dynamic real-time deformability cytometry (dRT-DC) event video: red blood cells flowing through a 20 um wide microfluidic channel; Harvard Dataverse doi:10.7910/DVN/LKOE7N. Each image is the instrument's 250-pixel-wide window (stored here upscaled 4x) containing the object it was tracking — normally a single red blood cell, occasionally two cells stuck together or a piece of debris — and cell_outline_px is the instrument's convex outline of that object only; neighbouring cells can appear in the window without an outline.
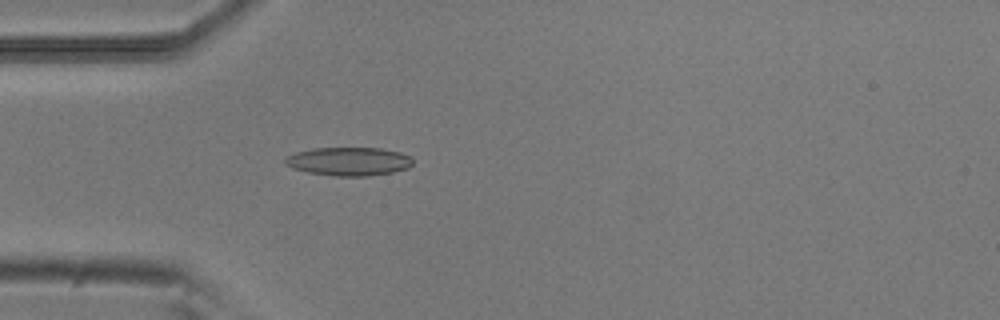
{"species": "common noctule bat (a hibernating species)", "species_latin": "Nyctalus noctula", "temperature_condition": "room temperature", "stored_images_in_passage": 53, "camera_frame_rate_fps": 3000, "um_per_image_px": 0.085, "animal": {"sex": "male", "body_mass_g": 20.5, "forearm_length_mm": 52.5}, "frame": {"image": 1, "passage_image": 15, "time_ms": 4.667, "image_size_px": [1000, 320], "cell_outline_px": [[412, 164], [408, 168], [392, 172], [368, 176], [336, 176], [308, 172], [292, 168], [284, 164], [284, 160], [288, 156], [296, 152], [312, 148], [380, 148], [400, 152], [408, 156], [412, 160]], "centroid_in_image_um": [29.63, 13.72], "position_along_channel_um": 55.4, "area_um2": 21.1}}
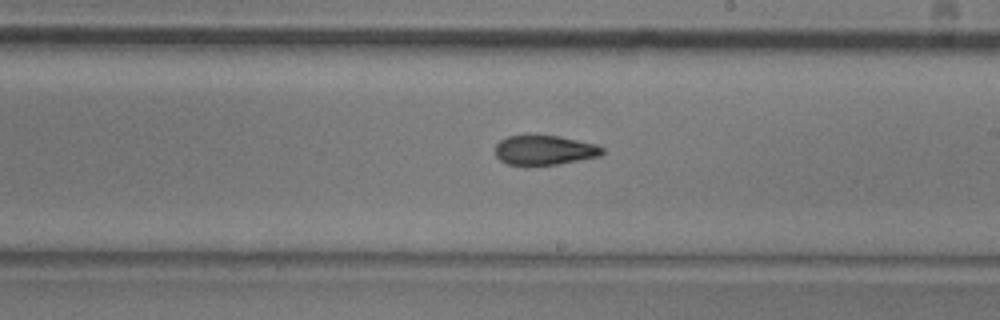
{"frame": {"image": 2, "passage_image": 30, "time_ms": 9.667, "image_size_px": [1000, 320], "cell_outline_px": [[604, 152], [600, 156], [556, 164], [508, 164], [500, 160], [496, 156], [496, 144], [500, 140], [508, 136], [560, 136], [596, 144], [604, 148]], "centroid_in_image_um": [46.3, 12.75], "position_along_channel_um": 242.7, "area_um2": 18.09}}
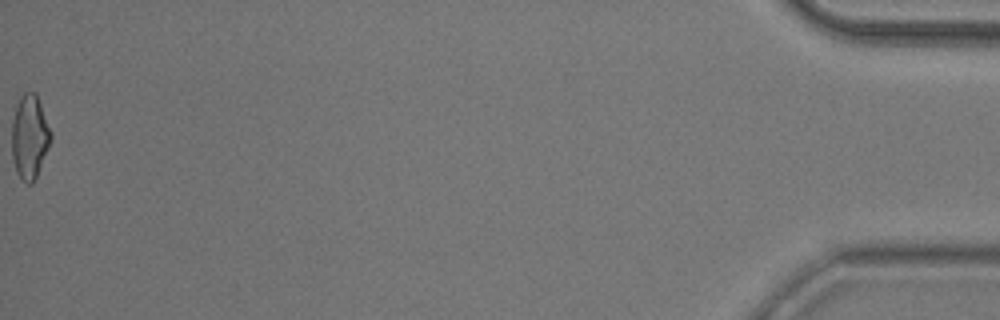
{"frame": {"image": 3, "passage_image": 53, "time_ms": 17.333, "image_size_px": [1000, 320], "cell_outline_px": [[52, 140], [36, 176], [32, 184], [28, 184], [16, 172], [12, 160], [12, 120], [20, 96], [24, 92], [36, 92], [52, 132]], "centroid_in_image_um": [2.53, 11.61], "position_along_channel_um": 432.7, "area_um2": 19.13}, "authors_computed_cell_mechanics": {"area_um2": 19.1318, "velocity_mm_per_s": 3.8285, "shape_relaxation_time_tau1_ms": 9.436, "shape_relaxation_time_tau2_ms": 3.958, "deformation_change_tau1": 0.2055, "deformation_change_tau2": 0.1218}}